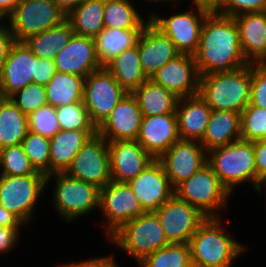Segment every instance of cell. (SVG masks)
Instances as JSON below:
<instances>
[{"mask_svg":"<svg viewBox=\"0 0 266 267\" xmlns=\"http://www.w3.org/2000/svg\"><path fill=\"white\" fill-rule=\"evenodd\" d=\"M20 0H0V20H4L15 9Z\"/></svg>","mask_w":266,"mask_h":267,"instance_id":"51","label":"cell"},{"mask_svg":"<svg viewBox=\"0 0 266 267\" xmlns=\"http://www.w3.org/2000/svg\"><path fill=\"white\" fill-rule=\"evenodd\" d=\"M65 173L78 180L105 187L111 181L108 142L98 133L79 150Z\"/></svg>","mask_w":266,"mask_h":267,"instance_id":"12","label":"cell"},{"mask_svg":"<svg viewBox=\"0 0 266 267\" xmlns=\"http://www.w3.org/2000/svg\"><path fill=\"white\" fill-rule=\"evenodd\" d=\"M111 181L128 183L155 159L136 140L108 142Z\"/></svg>","mask_w":266,"mask_h":267,"instance_id":"19","label":"cell"},{"mask_svg":"<svg viewBox=\"0 0 266 267\" xmlns=\"http://www.w3.org/2000/svg\"><path fill=\"white\" fill-rule=\"evenodd\" d=\"M0 175L25 176L37 171L31 165L21 144L0 150Z\"/></svg>","mask_w":266,"mask_h":267,"instance_id":"38","label":"cell"},{"mask_svg":"<svg viewBox=\"0 0 266 267\" xmlns=\"http://www.w3.org/2000/svg\"><path fill=\"white\" fill-rule=\"evenodd\" d=\"M250 105L266 109V63H251Z\"/></svg>","mask_w":266,"mask_h":267,"instance_id":"44","label":"cell"},{"mask_svg":"<svg viewBox=\"0 0 266 267\" xmlns=\"http://www.w3.org/2000/svg\"><path fill=\"white\" fill-rule=\"evenodd\" d=\"M220 217H207L190 239L192 265L196 267H230L245 250L230 238Z\"/></svg>","mask_w":266,"mask_h":267,"instance_id":"2","label":"cell"},{"mask_svg":"<svg viewBox=\"0 0 266 267\" xmlns=\"http://www.w3.org/2000/svg\"><path fill=\"white\" fill-rule=\"evenodd\" d=\"M21 145L35 170L50 175V138L29 131Z\"/></svg>","mask_w":266,"mask_h":267,"instance_id":"37","label":"cell"},{"mask_svg":"<svg viewBox=\"0 0 266 267\" xmlns=\"http://www.w3.org/2000/svg\"><path fill=\"white\" fill-rule=\"evenodd\" d=\"M138 51L142 71L147 79L180 53L168 36L150 21L145 25L139 40Z\"/></svg>","mask_w":266,"mask_h":267,"instance_id":"23","label":"cell"},{"mask_svg":"<svg viewBox=\"0 0 266 267\" xmlns=\"http://www.w3.org/2000/svg\"><path fill=\"white\" fill-rule=\"evenodd\" d=\"M29 131L52 138L59 130L55 107L47 104L27 115Z\"/></svg>","mask_w":266,"mask_h":267,"instance_id":"41","label":"cell"},{"mask_svg":"<svg viewBox=\"0 0 266 267\" xmlns=\"http://www.w3.org/2000/svg\"><path fill=\"white\" fill-rule=\"evenodd\" d=\"M264 187L266 188V176L258 181V184L255 188V191L259 194H263L261 192H262Z\"/></svg>","mask_w":266,"mask_h":267,"instance_id":"53","label":"cell"},{"mask_svg":"<svg viewBox=\"0 0 266 267\" xmlns=\"http://www.w3.org/2000/svg\"><path fill=\"white\" fill-rule=\"evenodd\" d=\"M97 130H59L50 138V174L65 172L72 160Z\"/></svg>","mask_w":266,"mask_h":267,"instance_id":"26","label":"cell"},{"mask_svg":"<svg viewBox=\"0 0 266 267\" xmlns=\"http://www.w3.org/2000/svg\"><path fill=\"white\" fill-rule=\"evenodd\" d=\"M55 72L54 60L41 59L36 56V76H33V83L45 86Z\"/></svg>","mask_w":266,"mask_h":267,"instance_id":"45","label":"cell"},{"mask_svg":"<svg viewBox=\"0 0 266 267\" xmlns=\"http://www.w3.org/2000/svg\"><path fill=\"white\" fill-rule=\"evenodd\" d=\"M211 112V107L199 94L179 98L176 105L179 138L201 141Z\"/></svg>","mask_w":266,"mask_h":267,"instance_id":"25","label":"cell"},{"mask_svg":"<svg viewBox=\"0 0 266 267\" xmlns=\"http://www.w3.org/2000/svg\"><path fill=\"white\" fill-rule=\"evenodd\" d=\"M175 188L207 164V151L200 141H176L159 159Z\"/></svg>","mask_w":266,"mask_h":267,"instance_id":"15","label":"cell"},{"mask_svg":"<svg viewBox=\"0 0 266 267\" xmlns=\"http://www.w3.org/2000/svg\"><path fill=\"white\" fill-rule=\"evenodd\" d=\"M210 8L215 13L234 17L242 13L266 11V0H216Z\"/></svg>","mask_w":266,"mask_h":267,"instance_id":"43","label":"cell"},{"mask_svg":"<svg viewBox=\"0 0 266 267\" xmlns=\"http://www.w3.org/2000/svg\"><path fill=\"white\" fill-rule=\"evenodd\" d=\"M46 185V175L38 171L25 176L0 175V204L28 225Z\"/></svg>","mask_w":266,"mask_h":267,"instance_id":"9","label":"cell"},{"mask_svg":"<svg viewBox=\"0 0 266 267\" xmlns=\"http://www.w3.org/2000/svg\"><path fill=\"white\" fill-rule=\"evenodd\" d=\"M33 76H36V55L24 42L16 41L0 70V97L9 98L33 83Z\"/></svg>","mask_w":266,"mask_h":267,"instance_id":"18","label":"cell"},{"mask_svg":"<svg viewBox=\"0 0 266 267\" xmlns=\"http://www.w3.org/2000/svg\"><path fill=\"white\" fill-rule=\"evenodd\" d=\"M174 190L178 198L197 207L207 217H220L218 210L222 211L231 197L208 163Z\"/></svg>","mask_w":266,"mask_h":267,"instance_id":"6","label":"cell"},{"mask_svg":"<svg viewBox=\"0 0 266 267\" xmlns=\"http://www.w3.org/2000/svg\"><path fill=\"white\" fill-rule=\"evenodd\" d=\"M132 94L143 116L176 114L179 98L152 79H147Z\"/></svg>","mask_w":266,"mask_h":267,"instance_id":"28","label":"cell"},{"mask_svg":"<svg viewBox=\"0 0 266 267\" xmlns=\"http://www.w3.org/2000/svg\"><path fill=\"white\" fill-rule=\"evenodd\" d=\"M142 112L132 93H127L116 104L108 118L97 128V133L107 142L136 140L141 122Z\"/></svg>","mask_w":266,"mask_h":267,"instance_id":"20","label":"cell"},{"mask_svg":"<svg viewBox=\"0 0 266 267\" xmlns=\"http://www.w3.org/2000/svg\"><path fill=\"white\" fill-rule=\"evenodd\" d=\"M21 227H1L0 226V253H8L15 248L20 237Z\"/></svg>","mask_w":266,"mask_h":267,"instance_id":"46","label":"cell"},{"mask_svg":"<svg viewBox=\"0 0 266 267\" xmlns=\"http://www.w3.org/2000/svg\"><path fill=\"white\" fill-rule=\"evenodd\" d=\"M9 98L26 115L48 104L44 85L35 83L28 84Z\"/></svg>","mask_w":266,"mask_h":267,"instance_id":"42","label":"cell"},{"mask_svg":"<svg viewBox=\"0 0 266 267\" xmlns=\"http://www.w3.org/2000/svg\"><path fill=\"white\" fill-rule=\"evenodd\" d=\"M55 181L53 202L58 214L70 222L77 217L90 214L99 208L100 188L67 175L65 172L46 176V184Z\"/></svg>","mask_w":266,"mask_h":267,"instance_id":"7","label":"cell"},{"mask_svg":"<svg viewBox=\"0 0 266 267\" xmlns=\"http://www.w3.org/2000/svg\"><path fill=\"white\" fill-rule=\"evenodd\" d=\"M57 72L87 77L102 68L96 55L92 37L73 34L70 41L59 50L54 58Z\"/></svg>","mask_w":266,"mask_h":267,"instance_id":"21","label":"cell"},{"mask_svg":"<svg viewBox=\"0 0 266 267\" xmlns=\"http://www.w3.org/2000/svg\"><path fill=\"white\" fill-rule=\"evenodd\" d=\"M24 224L6 208L0 204V226L1 227H21Z\"/></svg>","mask_w":266,"mask_h":267,"instance_id":"50","label":"cell"},{"mask_svg":"<svg viewBox=\"0 0 266 267\" xmlns=\"http://www.w3.org/2000/svg\"><path fill=\"white\" fill-rule=\"evenodd\" d=\"M151 79L178 98L199 94L200 73L191 55L179 54L157 70Z\"/></svg>","mask_w":266,"mask_h":267,"instance_id":"17","label":"cell"},{"mask_svg":"<svg viewBox=\"0 0 266 267\" xmlns=\"http://www.w3.org/2000/svg\"><path fill=\"white\" fill-rule=\"evenodd\" d=\"M85 77L55 72L44 86L47 103L53 107L65 106L83 101Z\"/></svg>","mask_w":266,"mask_h":267,"instance_id":"33","label":"cell"},{"mask_svg":"<svg viewBox=\"0 0 266 267\" xmlns=\"http://www.w3.org/2000/svg\"><path fill=\"white\" fill-rule=\"evenodd\" d=\"M176 114L143 116L136 141L158 160L176 141H178Z\"/></svg>","mask_w":266,"mask_h":267,"instance_id":"22","label":"cell"},{"mask_svg":"<svg viewBox=\"0 0 266 267\" xmlns=\"http://www.w3.org/2000/svg\"><path fill=\"white\" fill-rule=\"evenodd\" d=\"M207 163L230 193L247 181L256 188L254 141L240 139L213 148L207 152Z\"/></svg>","mask_w":266,"mask_h":267,"instance_id":"4","label":"cell"},{"mask_svg":"<svg viewBox=\"0 0 266 267\" xmlns=\"http://www.w3.org/2000/svg\"><path fill=\"white\" fill-rule=\"evenodd\" d=\"M108 239L129 253L137 262L170 244L154 212H145L126 222Z\"/></svg>","mask_w":266,"mask_h":267,"instance_id":"5","label":"cell"},{"mask_svg":"<svg viewBox=\"0 0 266 267\" xmlns=\"http://www.w3.org/2000/svg\"><path fill=\"white\" fill-rule=\"evenodd\" d=\"M128 184L144 212L157 211L175 194L174 187L158 160L151 163Z\"/></svg>","mask_w":266,"mask_h":267,"instance_id":"16","label":"cell"},{"mask_svg":"<svg viewBox=\"0 0 266 267\" xmlns=\"http://www.w3.org/2000/svg\"><path fill=\"white\" fill-rule=\"evenodd\" d=\"M15 41L23 42L32 35L59 25L67 19L53 0H20L7 17Z\"/></svg>","mask_w":266,"mask_h":267,"instance_id":"10","label":"cell"},{"mask_svg":"<svg viewBox=\"0 0 266 267\" xmlns=\"http://www.w3.org/2000/svg\"><path fill=\"white\" fill-rule=\"evenodd\" d=\"M99 209L107 222L104 228L108 238L123 224L145 213L130 185L114 181L100 189Z\"/></svg>","mask_w":266,"mask_h":267,"instance_id":"14","label":"cell"},{"mask_svg":"<svg viewBox=\"0 0 266 267\" xmlns=\"http://www.w3.org/2000/svg\"><path fill=\"white\" fill-rule=\"evenodd\" d=\"M0 23H4L0 20ZM15 38L10 30L9 25L0 24V70L8 58L9 51L15 43Z\"/></svg>","mask_w":266,"mask_h":267,"instance_id":"47","label":"cell"},{"mask_svg":"<svg viewBox=\"0 0 266 267\" xmlns=\"http://www.w3.org/2000/svg\"><path fill=\"white\" fill-rule=\"evenodd\" d=\"M127 93L105 67L90 73L84 82L83 103L92 124L98 128Z\"/></svg>","mask_w":266,"mask_h":267,"instance_id":"11","label":"cell"},{"mask_svg":"<svg viewBox=\"0 0 266 267\" xmlns=\"http://www.w3.org/2000/svg\"><path fill=\"white\" fill-rule=\"evenodd\" d=\"M154 213L169 243L189 244L198 227L207 219L197 207L175 194Z\"/></svg>","mask_w":266,"mask_h":267,"instance_id":"13","label":"cell"},{"mask_svg":"<svg viewBox=\"0 0 266 267\" xmlns=\"http://www.w3.org/2000/svg\"><path fill=\"white\" fill-rule=\"evenodd\" d=\"M240 129L242 140H266V109L249 104L240 113Z\"/></svg>","mask_w":266,"mask_h":267,"instance_id":"39","label":"cell"},{"mask_svg":"<svg viewBox=\"0 0 266 267\" xmlns=\"http://www.w3.org/2000/svg\"><path fill=\"white\" fill-rule=\"evenodd\" d=\"M104 67L128 93H132L147 80L140 63L138 43L137 46L121 52Z\"/></svg>","mask_w":266,"mask_h":267,"instance_id":"31","label":"cell"},{"mask_svg":"<svg viewBox=\"0 0 266 267\" xmlns=\"http://www.w3.org/2000/svg\"><path fill=\"white\" fill-rule=\"evenodd\" d=\"M191 4H194L195 8L189 12L177 13L167 18L153 12L149 19L155 27L170 38L180 54L194 56L199 47L204 19L211 8L203 3Z\"/></svg>","mask_w":266,"mask_h":267,"instance_id":"8","label":"cell"},{"mask_svg":"<svg viewBox=\"0 0 266 267\" xmlns=\"http://www.w3.org/2000/svg\"><path fill=\"white\" fill-rule=\"evenodd\" d=\"M194 59L200 76L234 71L250 64L241 50L239 29L232 16L212 10L207 14Z\"/></svg>","mask_w":266,"mask_h":267,"instance_id":"1","label":"cell"},{"mask_svg":"<svg viewBox=\"0 0 266 267\" xmlns=\"http://www.w3.org/2000/svg\"><path fill=\"white\" fill-rule=\"evenodd\" d=\"M251 63L234 71L200 76L199 95L214 110L241 113L250 103Z\"/></svg>","mask_w":266,"mask_h":267,"instance_id":"3","label":"cell"},{"mask_svg":"<svg viewBox=\"0 0 266 267\" xmlns=\"http://www.w3.org/2000/svg\"><path fill=\"white\" fill-rule=\"evenodd\" d=\"M130 0H104V28L144 29L143 20Z\"/></svg>","mask_w":266,"mask_h":267,"instance_id":"35","label":"cell"},{"mask_svg":"<svg viewBox=\"0 0 266 267\" xmlns=\"http://www.w3.org/2000/svg\"><path fill=\"white\" fill-rule=\"evenodd\" d=\"M73 34L72 25L66 19L57 26L28 37L23 42L38 58L54 60Z\"/></svg>","mask_w":266,"mask_h":267,"instance_id":"30","label":"cell"},{"mask_svg":"<svg viewBox=\"0 0 266 267\" xmlns=\"http://www.w3.org/2000/svg\"><path fill=\"white\" fill-rule=\"evenodd\" d=\"M146 1H151V2L152 1L153 2H159L160 1V2H170L171 3V2H175V1H179L180 2L182 0H146Z\"/></svg>","mask_w":266,"mask_h":267,"instance_id":"55","label":"cell"},{"mask_svg":"<svg viewBox=\"0 0 266 267\" xmlns=\"http://www.w3.org/2000/svg\"><path fill=\"white\" fill-rule=\"evenodd\" d=\"M143 29L104 28L95 38L96 55L102 67L121 52L137 46Z\"/></svg>","mask_w":266,"mask_h":267,"instance_id":"29","label":"cell"},{"mask_svg":"<svg viewBox=\"0 0 266 267\" xmlns=\"http://www.w3.org/2000/svg\"><path fill=\"white\" fill-rule=\"evenodd\" d=\"M61 267H118L113 256L95 257L82 262L67 263Z\"/></svg>","mask_w":266,"mask_h":267,"instance_id":"49","label":"cell"},{"mask_svg":"<svg viewBox=\"0 0 266 267\" xmlns=\"http://www.w3.org/2000/svg\"><path fill=\"white\" fill-rule=\"evenodd\" d=\"M28 132L27 115L10 98L0 97V150L21 144Z\"/></svg>","mask_w":266,"mask_h":267,"instance_id":"32","label":"cell"},{"mask_svg":"<svg viewBox=\"0 0 266 267\" xmlns=\"http://www.w3.org/2000/svg\"><path fill=\"white\" fill-rule=\"evenodd\" d=\"M104 0H82L68 15L74 34L95 38L104 29Z\"/></svg>","mask_w":266,"mask_h":267,"instance_id":"34","label":"cell"},{"mask_svg":"<svg viewBox=\"0 0 266 267\" xmlns=\"http://www.w3.org/2000/svg\"><path fill=\"white\" fill-rule=\"evenodd\" d=\"M239 29L241 50L249 63H266V11L233 17Z\"/></svg>","mask_w":266,"mask_h":267,"instance_id":"24","label":"cell"},{"mask_svg":"<svg viewBox=\"0 0 266 267\" xmlns=\"http://www.w3.org/2000/svg\"><path fill=\"white\" fill-rule=\"evenodd\" d=\"M60 130H97L82 102L55 107Z\"/></svg>","mask_w":266,"mask_h":267,"instance_id":"40","label":"cell"},{"mask_svg":"<svg viewBox=\"0 0 266 267\" xmlns=\"http://www.w3.org/2000/svg\"><path fill=\"white\" fill-rule=\"evenodd\" d=\"M216 0H192L193 3H203L211 6Z\"/></svg>","mask_w":266,"mask_h":267,"instance_id":"54","label":"cell"},{"mask_svg":"<svg viewBox=\"0 0 266 267\" xmlns=\"http://www.w3.org/2000/svg\"><path fill=\"white\" fill-rule=\"evenodd\" d=\"M256 186L266 176V140L254 141Z\"/></svg>","mask_w":266,"mask_h":267,"instance_id":"48","label":"cell"},{"mask_svg":"<svg viewBox=\"0 0 266 267\" xmlns=\"http://www.w3.org/2000/svg\"><path fill=\"white\" fill-rule=\"evenodd\" d=\"M240 139V113L212 109L205 135L200 141L205 150L208 152Z\"/></svg>","mask_w":266,"mask_h":267,"instance_id":"27","label":"cell"},{"mask_svg":"<svg viewBox=\"0 0 266 267\" xmlns=\"http://www.w3.org/2000/svg\"><path fill=\"white\" fill-rule=\"evenodd\" d=\"M138 264L140 267H191L190 246L189 244L170 243L146 255Z\"/></svg>","mask_w":266,"mask_h":267,"instance_id":"36","label":"cell"},{"mask_svg":"<svg viewBox=\"0 0 266 267\" xmlns=\"http://www.w3.org/2000/svg\"><path fill=\"white\" fill-rule=\"evenodd\" d=\"M54 3L68 15L82 0H53Z\"/></svg>","mask_w":266,"mask_h":267,"instance_id":"52","label":"cell"}]
</instances>
